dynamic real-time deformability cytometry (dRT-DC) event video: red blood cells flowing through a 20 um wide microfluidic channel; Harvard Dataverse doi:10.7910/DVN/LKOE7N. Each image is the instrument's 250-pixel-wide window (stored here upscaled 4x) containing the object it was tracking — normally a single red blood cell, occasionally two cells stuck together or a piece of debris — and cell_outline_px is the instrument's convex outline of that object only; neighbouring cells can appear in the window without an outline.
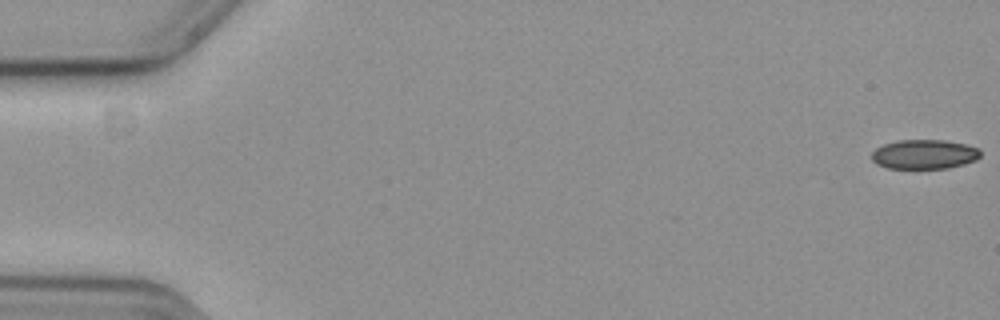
{"species": "common noctule bat (a hibernating species)", "species_latin": "Nyctalus noctula", "temperature_condition": "cold", "stored_images_in_passage": 59, "camera_frame_rate_fps": 3000, "um_per_image_px": 0.085, "animal": {"sex": "female", "body_mass_g": 19.3, "forearm_length_mm": 54.1}, "frame": {"image": 1, "passage_image": 1, "time_ms": 0.0, "image_size_px": [1000, 320], "cell_outline_px": [[980, 156], [976, 160], [964, 164], [948, 168], [888, 168], [876, 164], [872, 160], [872, 152], [876, 148], [884, 144], [896, 140], [944, 140], [964, 144], [980, 148]], "centroid_in_image_um": [78.56, 13.11], "position_along_channel_um": 6.4, "area_um2": 18.67}}
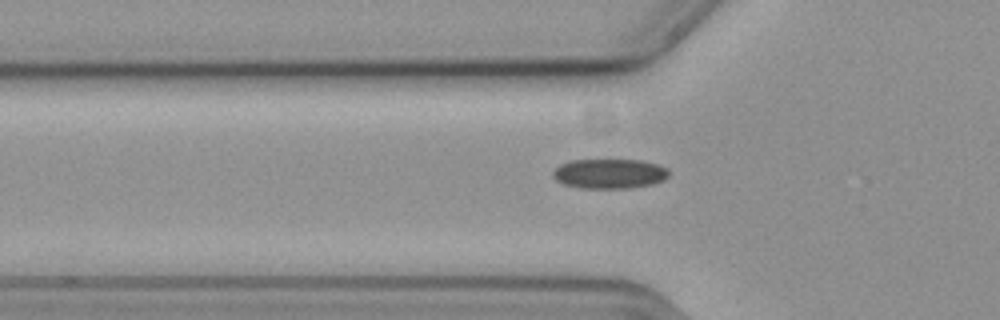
{"frame": {"image": 2, "passage_image": 20, "time_ms": 6.333, "image_size_px": [1000, 320], "cell_outline_px": [[668, 176], [664, 180], [652, 184], [632, 188], [580, 188], [564, 184], [556, 180], [552, 176], [552, 172], [560, 164], [572, 160], [640, 160], [660, 164], [668, 168]], "centroid_in_image_um": [51.82, 14.76], "position_along_channel_um": 74.0, "area_um2": 20.23}}
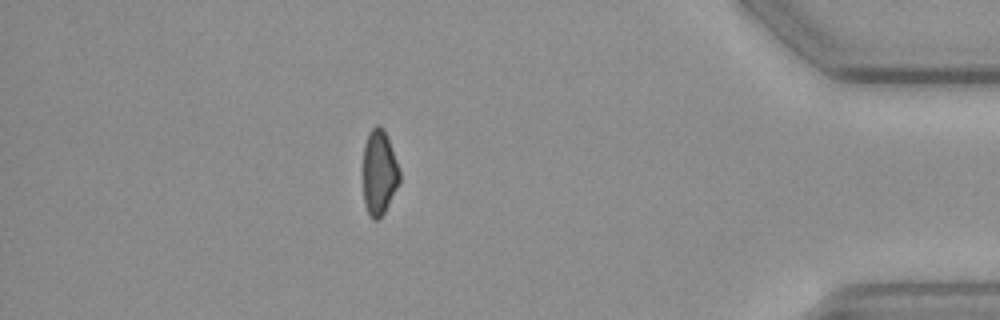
{"frame": {"image": 3, "passage_image": 51, "time_ms": 16.667, "image_size_px": [1000, 320], "cell_outline_px": [[400, 184], [384, 212], [376, 220], [372, 220], [364, 204], [364, 144], [368, 132], [376, 124], [380, 124], [384, 128], [396, 160], [400, 172]], "centroid_in_image_um": [32.24, 14.64], "position_along_channel_um": 403.0, "area_um2": 18.09}, "authors_computed_cell_mechanics": {"area_um2": 19.8832, "velocity_mm_per_s": 3.6206, "shape_relaxation_time_tau1_ms": 5.8333, "shape_relaxation_time_tau2_ms": 4.8535, "deformation_change_tau1": 0.0949, "deformation_change_tau2": 0.1049}}